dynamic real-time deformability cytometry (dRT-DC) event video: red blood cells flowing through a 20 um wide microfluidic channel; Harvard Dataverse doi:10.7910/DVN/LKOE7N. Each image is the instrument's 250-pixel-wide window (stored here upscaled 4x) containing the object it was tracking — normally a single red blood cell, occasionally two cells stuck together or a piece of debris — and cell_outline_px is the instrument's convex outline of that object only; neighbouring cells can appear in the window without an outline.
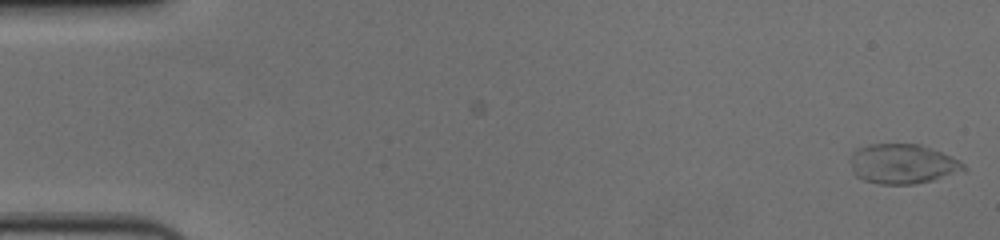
{"species": "human", "species_latin": "Homo sapiens", "temperature_condition": "cold", "stored_images_in_passage": 57, "camera_frame_rate_fps": 3000, "um_per_image_px": 0.085, "donor": {"sex": "female"}, "frame": {"image": 1, "passage_image": 1, "time_ms": 0.0, "image_size_px": [1000, 240], "cell_outline_px": [[968, 168], [964, 172], [916, 184], [880, 184], [864, 180], [856, 176], [852, 172], [848, 160], [852, 152], [856, 148], [868, 144], [920, 144], [952, 156], [960, 160]], "centroid_in_image_um": [76.71, 13.93], "position_along_channel_um": 8.3, "area_um2": 26.76}}
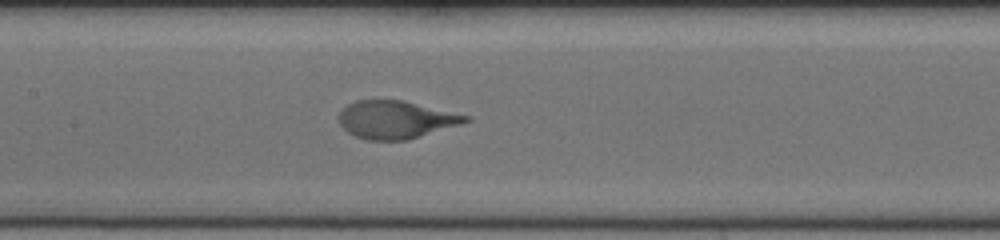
{"frame": {"image": 2, "passage_image": 28, "time_ms": 9.0, "image_size_px": [1000, 240], "cell_outline_px": [[472, 120], [460, 124], [408, 140], [364, 140], [348, 132], [340, 124], [336, 116], [348, 104], [356, 100], [400, 100], [468, 116]], "centroid_in_image_um": [33.58, 10.18], "position_along_channel_um": 173.8, "area_um2": 27.57}}
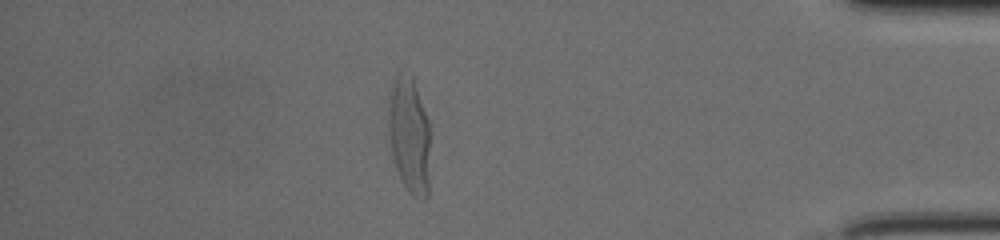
{"frame": {"image": 3, "passage_image": 50, "time_ms": 16.333, "image_size_px": [1000, 240], "cell_outline_px": [[432, 136], [428, 196], [424, 200], [420, 200], [412, 196], [408, 192], [396, 168], [392, 156], [388, 128], [388, 112], [392, 80], [396, 72], [400, 72], [412, 76], [428, 120]], "centroid_in_image_um": [34.83, 11.54], "position_along_channel_um": 400.4, "area_um2": 29.25}, "authors_computed_cell_mechanics": {"area_um2": 28.1486, "velocity_mm_per_s": 3.6298, "shape_relaxation_time_tau1_ms": 4.4511, "shape_relaxation_time_tau2_ms": null, "deformation_change_tau1": 0.2751, "deformation_change_tau2": null}}